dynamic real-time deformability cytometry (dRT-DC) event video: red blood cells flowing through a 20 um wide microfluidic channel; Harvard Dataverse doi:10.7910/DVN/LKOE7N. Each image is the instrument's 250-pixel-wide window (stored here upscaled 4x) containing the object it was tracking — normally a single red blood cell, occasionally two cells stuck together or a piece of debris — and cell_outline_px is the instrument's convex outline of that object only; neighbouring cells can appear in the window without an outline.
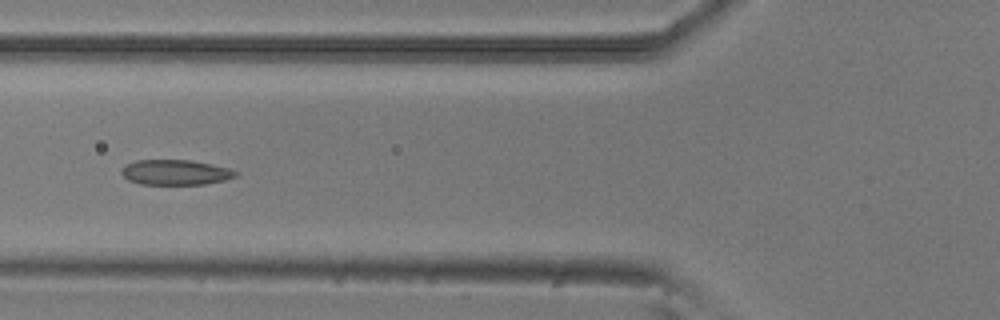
{"species": "common noctule bat (a hibernating species)", "species_latin": "Nyctalus noctula", "temperature_condition": "room temperature", "stored_images_in_passage": 6, "camera_frame_rate_fps": 3000, "um_per_image_px": 0.085, "animal": {"sex": "male", "body_mass_g": 20.5, "forearm_length_mm": 52.5}, "frame": {"image": 1, "passage_image": 6, "time_ms": 1.667, "image_size_px": [1000, 320], "cell_outline_px": [[240, 172], [236, 176], [224, 180], [204, 184], [140, 184], [128, 180], [120, 172], [120, 168], [124, 164], [136, 160], [192, 160], [228, 168]], "centroid_in_image_um": [14.87, 14.64], "position_along_channel_um": 110.9, "area_um2": 16.82}}